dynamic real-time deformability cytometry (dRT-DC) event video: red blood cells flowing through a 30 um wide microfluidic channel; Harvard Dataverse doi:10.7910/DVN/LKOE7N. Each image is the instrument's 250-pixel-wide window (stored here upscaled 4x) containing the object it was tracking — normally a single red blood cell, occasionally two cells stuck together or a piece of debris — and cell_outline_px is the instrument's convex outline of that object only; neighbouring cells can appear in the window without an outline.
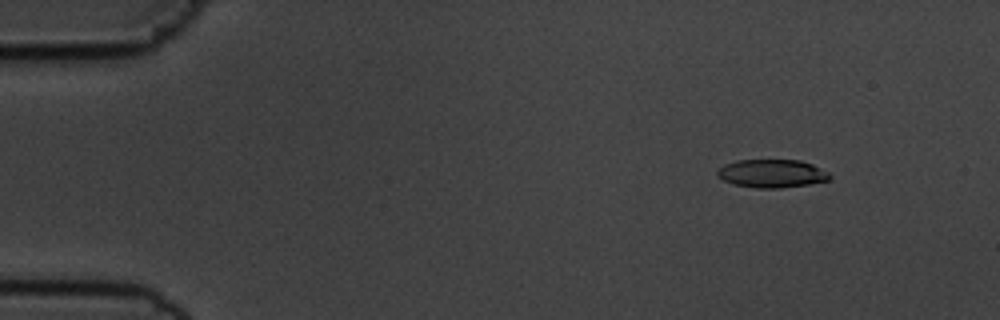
{"species": "common noctule bat (a hibernating species)", "species_latin": "Nyctalus noctula", "temperature_condition": "cold", "stored_images_in_passage": 56, "camera_frame_rate_fps": 3000, "um_per_image_px": 0.085, "animal": {"sex": "male", "body_mass_g": 19.5, "forearm_length_mm": 54.6}, "frame": {"image": 1, "passage_image": 7, "time_ms": 2.0, "image_size_px": [1000, 320], "cell_outline_px": [[832, 176], [828, 180], [808, 184], [780, 188], [756, 188], [732, 184], [716, 176], [716, 172], [724, 164], [736, 160], [800, 160], [812, 164], [828, 172]], "centroid_in_image_um": [65.58, 14.74], "position_along_channel_um": 19.4, "area_um2": 18.5}}
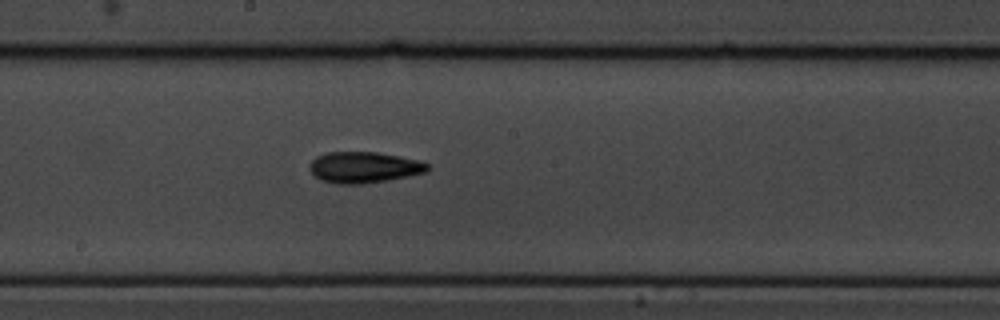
{"frame": {"image": 2, "passage_image": 31, "time_ms": 10.0, "image_size_px": [1000, 320], "cell_outline_px": [[428, 172], [388, 180], [360, 184], [336, 184], [320, 180], [308, 168], [312, 160], [316, 156], [328, 152], [376, 152], [416, 160], [428, 164]], "centroid_in_image_um": [30.89, 14.23], "position_along_channel_um": 217.3, "area_um2": 21.21}}
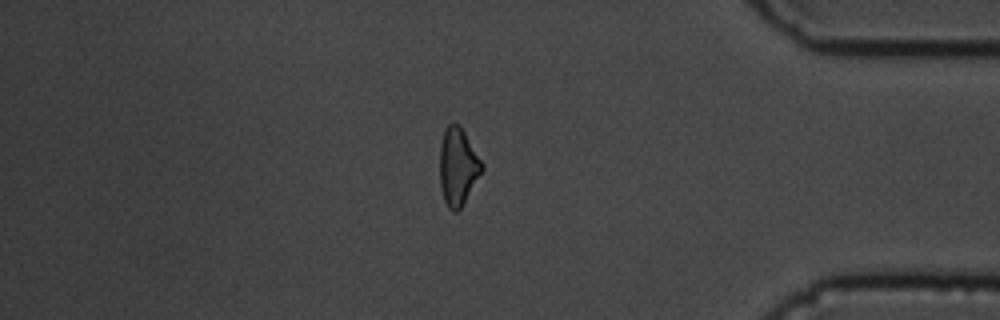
{"frame": {"image": 3, "passage_image": 48, "time_ms": 15.667, "image_size_px": [1000, 320], "cell_outline_px": [[484, 168], [460, 208], [456, 212], [452, 212], [448, 208], [444, 200], [440, 184], [440, 144], [444, 128], [448, 124], [460, 124], [484, 164]], "centroid_in_image_um": [38.91, 14.13], "position_along_channel_um": 396.3, "area_um2": 19.02}, "authors_computed_cell_mechanics": {"area_um2": 19.363, "velocity_mm_per_s": 3.6473, "shape_relaxation_time_tau1_ms": 7.0064, "shape_relaxation_time_tau2_ms": 9.5181, "deformation_change_tau1": 0.1747, "deformation_change_tau2": 0.2202}}